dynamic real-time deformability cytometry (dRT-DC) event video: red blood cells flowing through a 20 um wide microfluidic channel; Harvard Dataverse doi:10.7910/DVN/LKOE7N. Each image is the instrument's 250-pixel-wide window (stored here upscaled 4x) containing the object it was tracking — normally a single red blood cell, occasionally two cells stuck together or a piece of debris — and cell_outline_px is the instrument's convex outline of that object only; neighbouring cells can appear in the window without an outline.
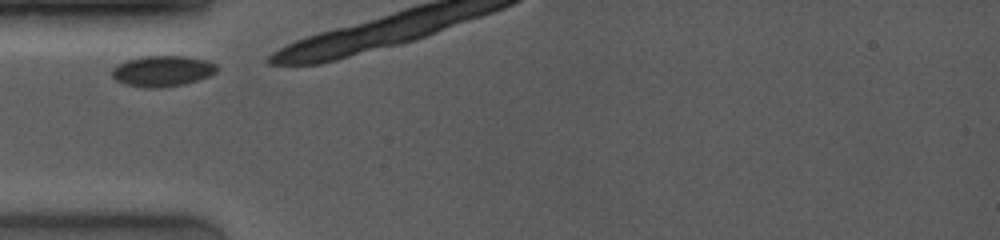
{"species": "common noctule bat (a hibernating species)", "species_latin": "Nyctalus noctula", "temperature_condition": "room temperature", "stored_images_in_passage": 3, "camera_frame_rate_fps": 4000, "um_per_image_px": 0.085, "animal": {"sex": "female", "body_mass_g": 19.0, "forearm_length_mm": 53.3}, "frame": {"image": 1, "passage_image": 1, "time_ms": 0.0, "image_size_px": [1000, 240], "cell_outline_px": [[220, 68], [216, 72], [208, 76], [184, 84], [160, 88], [144, 88], [124, 84], [116, 80], [112, 76], [112, 68], [128, 60], [144, 56], [184, 56], [204, 60], [216, 64]], "centroid_in_image_um": [13.81, 6.05], "position_along_channel_um": 71.2, "area_um2": 18.73}}